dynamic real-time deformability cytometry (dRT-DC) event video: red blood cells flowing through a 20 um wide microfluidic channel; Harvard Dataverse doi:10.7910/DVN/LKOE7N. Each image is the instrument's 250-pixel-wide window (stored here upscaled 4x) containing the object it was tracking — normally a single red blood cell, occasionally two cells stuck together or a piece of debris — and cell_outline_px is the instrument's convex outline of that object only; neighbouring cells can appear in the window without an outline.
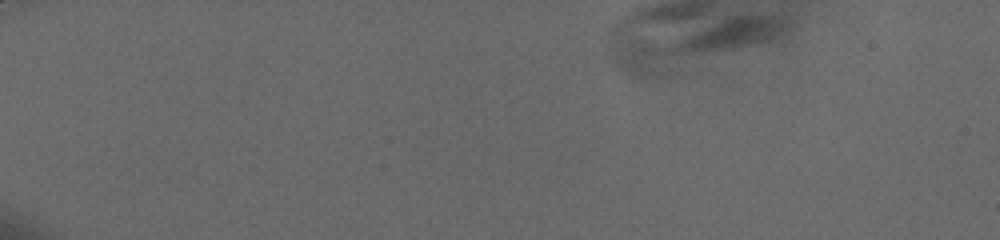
{"species": "human", "species_latin": "Homo sapiens", "temperature_condition": "cold", "stored_images_in_passage": 2, "camera_frame_rate_fps": 3000, "um_per_image_px": 0.085, "donor": {"sex": "male"}, "frame": {"image": 1, "passage_image": 1, "time_ms": 0.0, "image_size_px": [1000, 240], "cell_outline_px": [[792, 24], [772, 40], [684, 56], [664, 52], [668, 48], [696, 28], [728, 16], [772, 16], [788, 20]], "centroid_in_image_um": [62.01, 2.91], "position_along_channel_um": 23.0, "area_um2": 20.92}}